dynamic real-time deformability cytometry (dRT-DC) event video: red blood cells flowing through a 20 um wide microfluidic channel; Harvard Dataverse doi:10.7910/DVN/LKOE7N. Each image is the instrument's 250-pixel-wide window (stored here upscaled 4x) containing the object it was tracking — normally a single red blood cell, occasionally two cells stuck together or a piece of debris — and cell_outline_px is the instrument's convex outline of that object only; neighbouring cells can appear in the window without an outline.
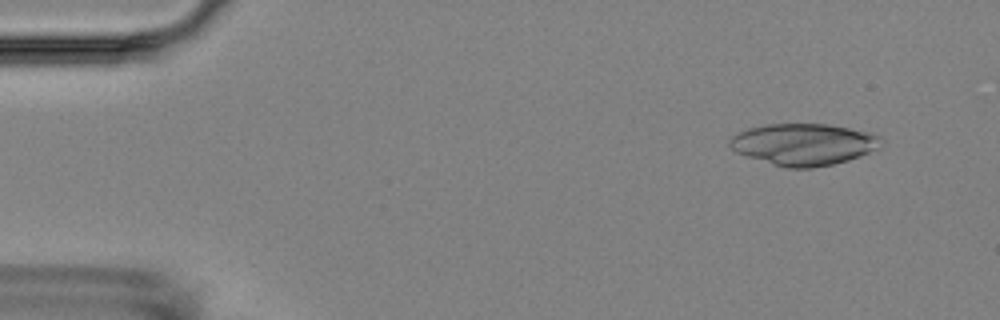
{"species": "Egyptian fruit bat (a non-hibernating species)", "species_latin": "Rousettus aegyptiacus", "temperature_condition": "room temperature", "stored_images_in_passage": 5, "camera_frame_rate_fps": 3000, "um_per_image_px": 0.085, "animal": {"sex": "female"}, "frame": {"image": 1, "passage_image": 2, "time_ms": 1.0, "image_size_px": [1000, 320], "cell_outline_px": [[884, 144], [880, 148], [860, 156], [848, 160], [832, 164], [812, 168], [788, 168], [772, 164], [736, 152], [728, 144], [728, 140], [732, 136], [748, 128], [768, 124], [828, 124], [872, 132], [880, 136], [884, 140]], "centroid_in_image_um": [68.37, 12.26], "position_along_channel_um": 16.6, "area_um2": 36.93}}